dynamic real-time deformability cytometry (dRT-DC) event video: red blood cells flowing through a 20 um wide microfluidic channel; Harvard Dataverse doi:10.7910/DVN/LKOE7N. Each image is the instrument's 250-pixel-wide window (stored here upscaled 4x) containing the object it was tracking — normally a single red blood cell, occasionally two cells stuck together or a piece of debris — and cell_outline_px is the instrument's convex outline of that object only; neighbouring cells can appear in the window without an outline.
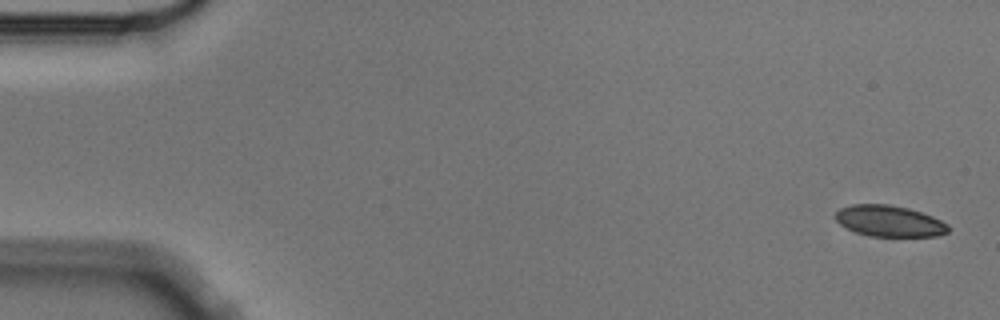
{"species": "Egyptian fruit bat (a non-hibernating species)", "species_latin": "Rousettus aegyptiacus", "temperature_condition": "cold", "stored_images_in_passage": 5, "camera_frame_rate_fps": 3000, "um_per_image_px": 0.085, "animal": {"sex": "male"}, "frame": {"image": 1, "passage_image": 1, "time_ms": 0.0, "image_size_px": [1000, 320], "cell_outline_px": [[948, 232], [936, 236], [868, 236], [856, 232], [840, 224], [836, 220], [836, 212], [840, 208], [852, 204], [888, 204], [908, 208], [932, 216], [948, 224]], "centroid_in_image_um": [75.58, 18.78], "position_along_channel_um": 9.4, "area_um2": 20.35}}
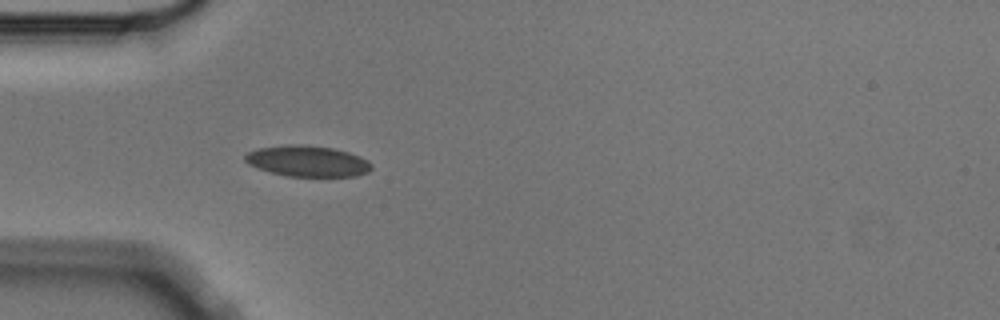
{"frame": {"image": 2, "passage_image": 5, "time_ms": 1.333, "image_size_px": [1000, 320], "cell_outline_px": [[372, 168], [368, 172], [356, 176], [288, 176], [272, 172], [248, 164], [244, 160], [244, 156], [248, 152], [260, 148], [288, 144], [300, 144], [332, 148], [348, 152], [360, 156], [368, 160], [372, 164]], "centroid_in_image_um": [26.17, 13.69], "position_along_channel_um": 58.8, "area_um2": 22.66}}